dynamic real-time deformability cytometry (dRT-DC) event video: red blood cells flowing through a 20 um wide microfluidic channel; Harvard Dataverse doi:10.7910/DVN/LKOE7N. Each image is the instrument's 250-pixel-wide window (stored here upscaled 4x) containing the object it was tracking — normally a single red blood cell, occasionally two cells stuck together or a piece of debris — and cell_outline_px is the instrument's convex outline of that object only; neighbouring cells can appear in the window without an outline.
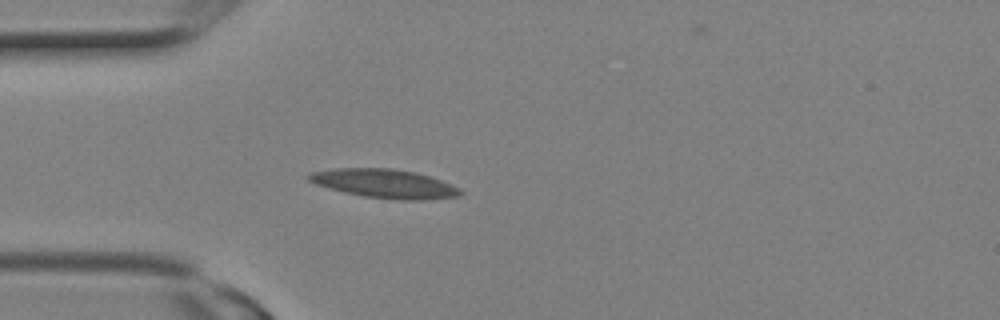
{"species": "Egyptian fruit bat (a non-hibernating species)", "species_latin": "Rousettus aegyptiacus", "temperature_condition": "room temperature", "stored_images_in_passage": 5, "camera_frame_rate_fps": 3000, "um_per_image_px": 0.085, "animal": {"sex": "female"}, "frame": {"image": 1, "passage_image": 3, "time_ms": 0.667, "image_size_px": [1000, 320], "cell_outline_px": [[464, 192], [460, 196], [420, 200], [400, 200], [364, 196], [344, 192], [316, 184], [308, 180], [304, 176], [308, 172], [332, 168], [392, 168], [416, 172], [452, 184], [460, 188]], "centroid_in_image_um": [32.66, 15.59], "position_along_channel_um": 52.3, "area_um2": 25.61}}
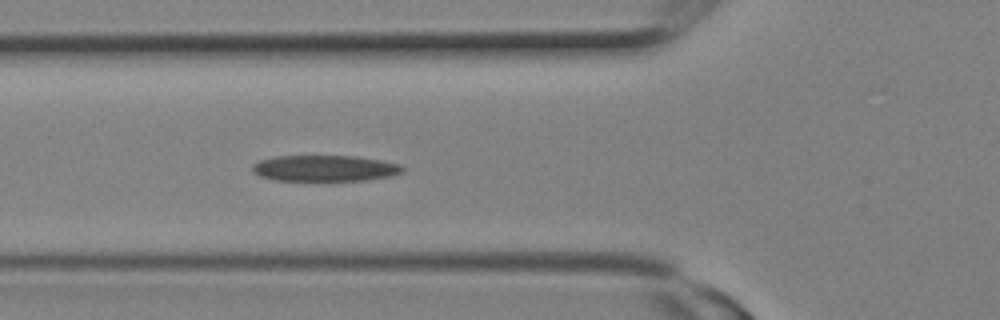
{"frame": {"image": 2, "passage_image": 5, "time_ms": 1.333, "image_size_px": [1000, 320], "cell_outline_px": [[404, 172], [392, 176], [368, 180], [276, 180], [260, 176], [252, 172], [252, 164], [260, 160], [276, 156], [356, 156], [380, 160], [400, 164], [404, 168]], "centroid_in_image_um": [27.63, 14.3], "position_along_channel_um": 98.2, "area_um2": 22.83}}